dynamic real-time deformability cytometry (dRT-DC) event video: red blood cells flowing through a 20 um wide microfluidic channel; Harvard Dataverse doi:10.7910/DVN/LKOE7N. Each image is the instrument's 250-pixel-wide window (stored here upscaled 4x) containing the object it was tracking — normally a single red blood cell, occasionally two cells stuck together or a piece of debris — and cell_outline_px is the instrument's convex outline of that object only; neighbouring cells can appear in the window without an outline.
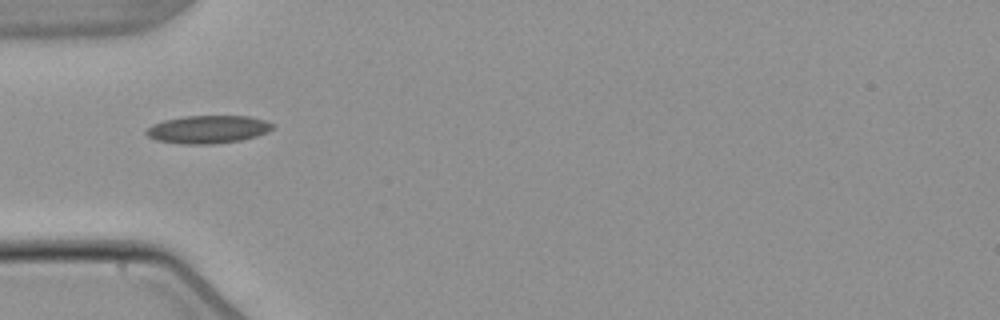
{"species": "common noctule bat (a hibernating species)", "species_latin": "Nyctalus noctula", "temperature_condition": "warm", "stored_images_in_passage": 2, "camera_frame_rate_fps": 3000, "um_per_image_px": 0.085, "animal": {"sex": "male", "body_mass_g": 21.5, "forearm_length_mm": 52.0}, "frame": {"image": 1, "passage_image": 1, "time_ms": 0.0, "image_size_px": [1000, 320], "cell_outline_px": [[276, 124], [268, 132], [256, 136], [240, 140], [212, 144], [184, 144], [156, 140], [148, 136], [144, 132], [152, 124], [164, 120], [184, 116], [248, 116], [264, 120]], "centroid_in_image_um": [17.67, 10.99], "position_along_channel_um": 67.3, "area_um2": 20.52}}